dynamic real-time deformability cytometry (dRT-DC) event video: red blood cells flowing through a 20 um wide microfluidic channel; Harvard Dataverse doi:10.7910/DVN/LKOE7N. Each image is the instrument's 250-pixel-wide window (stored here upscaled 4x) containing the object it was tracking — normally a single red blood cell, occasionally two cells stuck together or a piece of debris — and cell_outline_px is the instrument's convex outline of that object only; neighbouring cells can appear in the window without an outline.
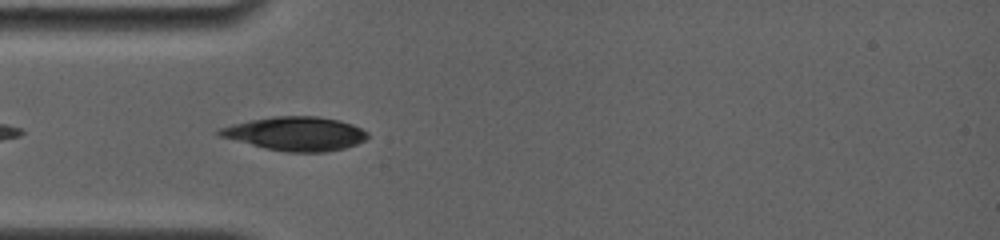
{"species": "common noctule bat (a hibernating species)", "species_latin": "Nyctalus noctula", "temperature_condition": "room temperature", "stored_images_in_passage": 12, "camera_frame_rate_fps": 4000, "um_per_image_px": 0.085, "animal": {"sex": "female", "body_mass_g": 19.0, "forearm_length_mm": 56.7}, "frame": {"image": 1, "passage_image": 9, "time_ms": 1.0, "image_size_px": [1000, 240], "cell_outline_px": [[368, 136], [364, 140], [356, 144], [344, 148], [324, 152], [288, 152], [268, 148], [216, 136], [216, 132], [220, 128], [232, 124], [248, 120], [272, 116], [316, 116], [340, 120], [352, 124], [368, 132]], "centroid_in_image_um": [25.11, 11.35], "position_along_channel_um": 59.9, "area_um2": 29.13}}